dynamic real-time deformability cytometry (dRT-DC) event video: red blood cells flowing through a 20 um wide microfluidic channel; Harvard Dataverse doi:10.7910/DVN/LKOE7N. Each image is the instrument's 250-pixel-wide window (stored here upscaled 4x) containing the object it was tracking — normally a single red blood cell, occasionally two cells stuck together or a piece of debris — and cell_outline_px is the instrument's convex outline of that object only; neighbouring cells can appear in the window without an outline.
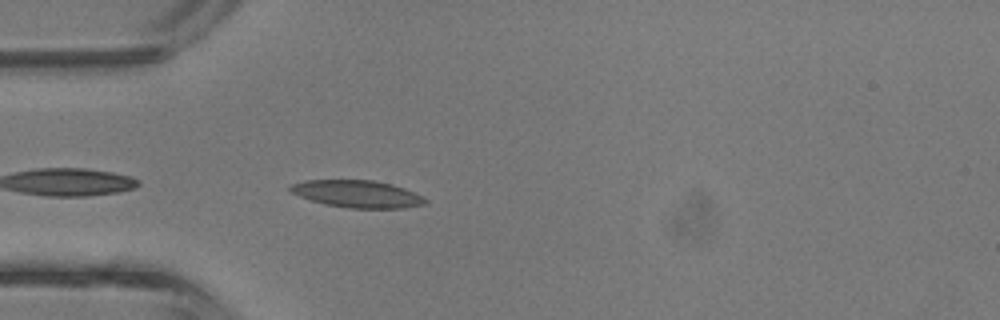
{"species": "common noctule bat (a hibernating species)", "species_latin": "Nyctalus noctula", "temperature_condition": "room temperature", "stored_images_in_passage": 27, "camera_frame_rate_fps": 3000, "um_per_image_px": 0.085, "animal": {"sex": "male", "body_mass_g": 13.3}, "frame": {"image": 1, "passage_image": 2, "time_ms": 0.333, "image_size_px": [1000, 320], "cell_outline_px": [[428, 204], [404, 208], [348, 208], [324, 204], [300, 196], [292, 192], [288, 188], [292, 184], [304, 180], [372, 180], [392, 184], [404, 188], [428, 200]], "centroid_in_image_um": [30.38, 16.49], "position_along_channel_um": 54.6, "area_um2": 21.33}}
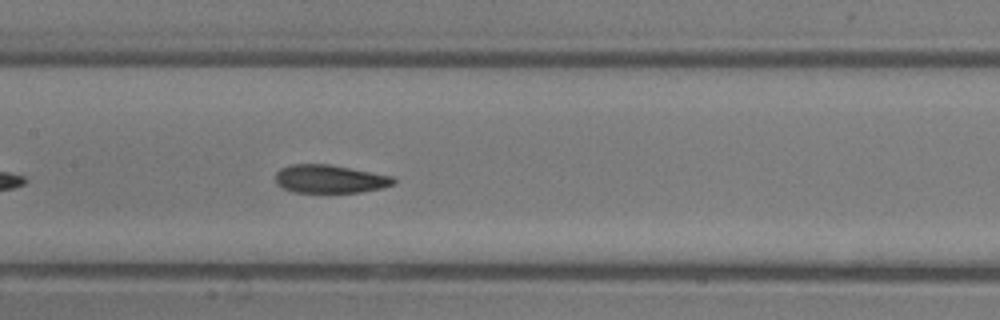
{"frame": {"image": 2, "passage_image": 10, "time_ms": 3.0, "image_size_px": [1000, 320], "cell_outline_px": [[396, 180], [392, 184], [384, 188], [360, 192], [292, 192], [280, 188], [276, 184], [276, 172], [280, 168], [288, 164], [328, 164], [392, 176]], "centroid_in_image_um": [27.98, 15.21], "position_along_channel_um": 179.4, "area_um2": 19.48}}
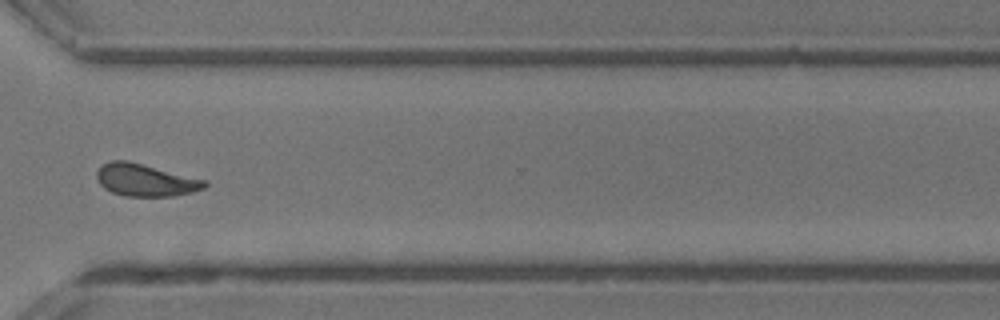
{"frame": {"image": 3, "passage_image": 21, "time_ms": 6.667, "image_size_px": [1000, 320], "cell_outline_px": [[208, 184], [204, 188], [192, 192], [172, 196], [124, 196], [112, 192], [104, 188], [96, 180], [96, 172], [104, 164], [112, 160], [128, 160], [208, 180]], "centroid_in_image_um": [12.37, 15.3], "position_along_channel_um": 358.2, "area_um2": 20.46}, "authors_computed_cell_mechanics": {"area_um2": 20.4612, "velocity_mm_per_s": 4.8993, "shape_relaxation_time_tau1_ms": 7.5385, "shape_relaxation_time_tau2_ms": 1.5657, "deformation_change_tau1": 0.1926, "deformation_change_tau2": 0.0822}}